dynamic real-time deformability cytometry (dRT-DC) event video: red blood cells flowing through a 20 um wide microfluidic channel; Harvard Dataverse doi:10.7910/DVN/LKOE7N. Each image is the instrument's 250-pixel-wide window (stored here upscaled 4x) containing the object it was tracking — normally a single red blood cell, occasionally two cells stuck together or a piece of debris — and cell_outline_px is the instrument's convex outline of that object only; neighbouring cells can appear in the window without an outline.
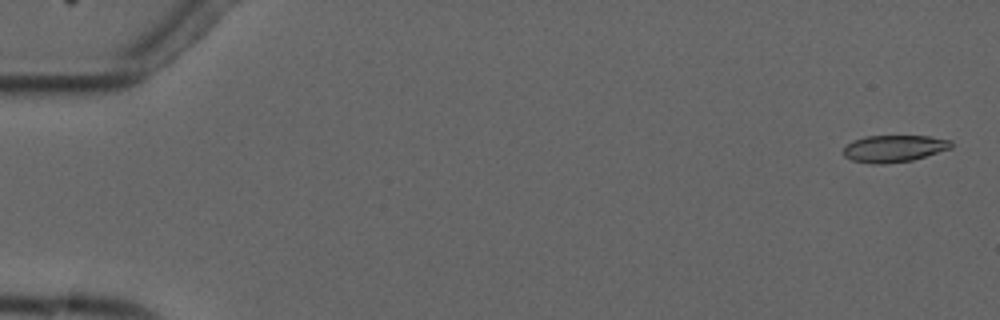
{"species": "common noctule bat (a hibernating species)", "species_latin": "Nyctalus noctula", "temperature_condition": "cold", "stored_images_in_passage": 4, "camera_frame_rate_fps": 3000, "um_per_image_px": 0.085, "animal": {"sex": "male", "forearm_length_mm": 52.5}, "frame": {"image": 1, "passage_image": 1, "time_ms": 0.0, "image_size_px": [1000, 320], "cell_outline_px": [[952, 148], [912, 160], [884, 164], [872, 164], [852, 160], [844, 156], [844, 148], [852, 140], [864, 136], [928, 136], [952, 140]], "centroid_in_image_um": [75.99, 12.62], "position_along_channel_um": 9.0, "area_um2": 16.94}}
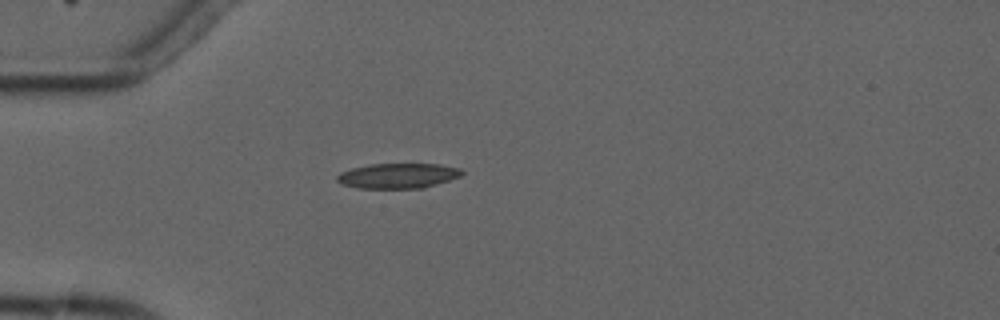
{"frame": {"image": 2, "passage_image": 4, "time_ms": 4.667, "image_size_px": [1000, 320], "cell_outline_px": [[464, 172], [460, 176], [424, 188], [356, 188], [340, 184], [336, 180], [336, 176], [340, 172], [352, 168], [372, 164], [440, 164], [460, 168]], "centroid_in_image_um": [33.79, 14.94], "position_along_channel_um": 51.2, "area_um2": 18.26}}